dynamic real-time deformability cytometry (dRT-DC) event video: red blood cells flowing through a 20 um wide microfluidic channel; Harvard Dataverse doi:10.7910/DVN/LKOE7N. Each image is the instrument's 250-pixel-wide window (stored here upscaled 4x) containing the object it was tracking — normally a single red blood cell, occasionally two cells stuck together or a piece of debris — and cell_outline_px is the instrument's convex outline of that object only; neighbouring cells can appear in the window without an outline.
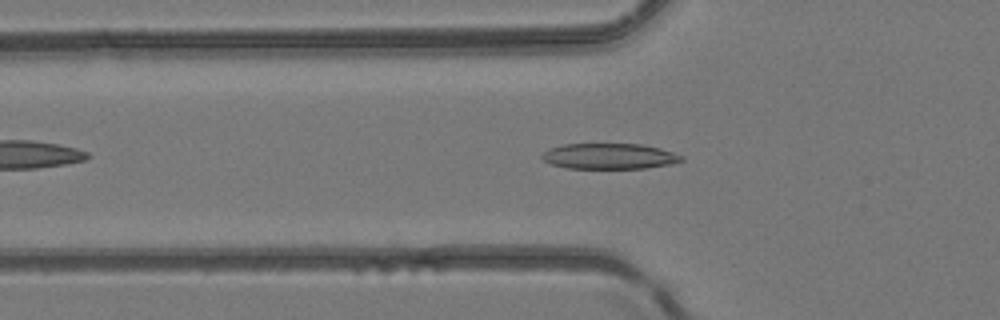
{"species": "common noctule bat (a hibernating species)", "species_latin": "Nyctalus noctula", "temperature_condition": "room temperature", "stored_images_in_passage": 39, "camera_frame_rate_fps": 3000, "um_per_image_px": 0.085, "animal": {"sex": "female", "body_mass_g": 24.6, "forearm_length_mm": 56.2}, "frame": {"image": 1, "passage_image": 8, "time_ms": 2.333, "image_size_px": [1000, 320], "cell_outline_px": [[684, 160], [668, 164], [644, 168], [568, 168], [552, 164], [544, 160], [540, 156], [548, 148], [564, 144], [640, 144], [660, 148], [684, 156]], "centroid_in_image_um": [51.78, 13.27], "position_along_channel_um": 74.0, "area_um2": 20.69}}
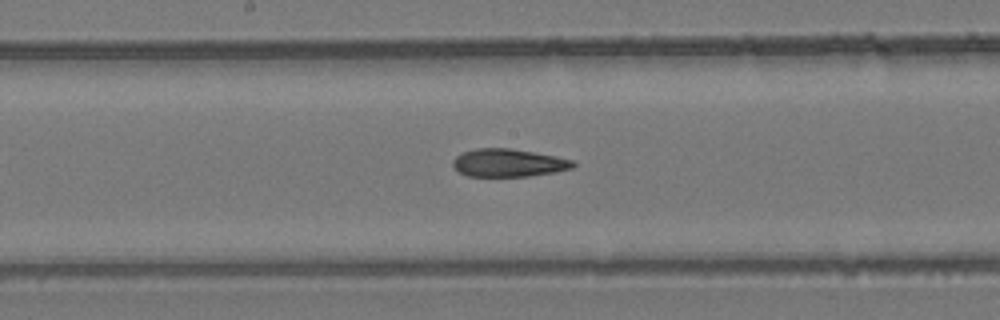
{"frame": {"image": 2, "passage_image": 17, "time_ms": 5.333, "image_size_px": [1000, 320], "cell_outline_px": [[576, 164], [572, 168], [556, 172], [528, 176], [468, 176], [460, 172], [452, 164], [452, 160], [456, 156], [464, 152], [476, 148], [508, 148], [556, 156], [572, 160]], "centroid_in_image_um": [43.22, 13.84], "position_along_channel_um": 205.0, "area_um2": 19.36}}
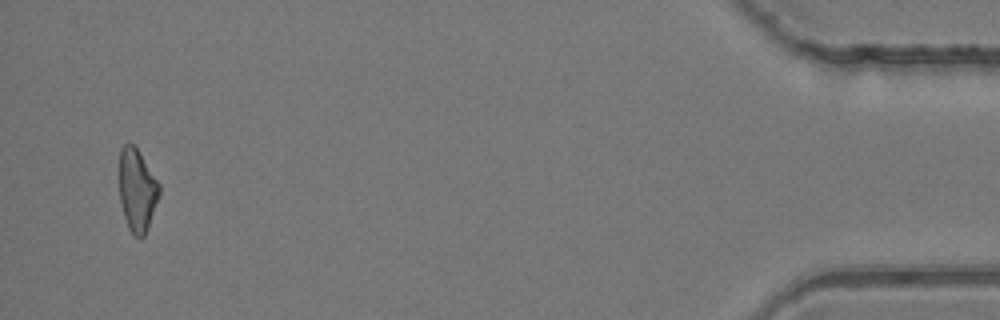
{"frame": {"image": 3, "passage_image": 38, "time_ms": 12.333, "image_size_px": [1000, 320], "cell_outline_px": [[160, 192], [144, 236], [136, 236], [128, 228], [124, 216], [120, 200], [120, 148], [124, 144], [132, 144], [140, 152], [160, 184]], "centroid_in_image_um": [11.65, 16.12], "position_along_channel_um": 423.5, "area_um2": 18.84}}